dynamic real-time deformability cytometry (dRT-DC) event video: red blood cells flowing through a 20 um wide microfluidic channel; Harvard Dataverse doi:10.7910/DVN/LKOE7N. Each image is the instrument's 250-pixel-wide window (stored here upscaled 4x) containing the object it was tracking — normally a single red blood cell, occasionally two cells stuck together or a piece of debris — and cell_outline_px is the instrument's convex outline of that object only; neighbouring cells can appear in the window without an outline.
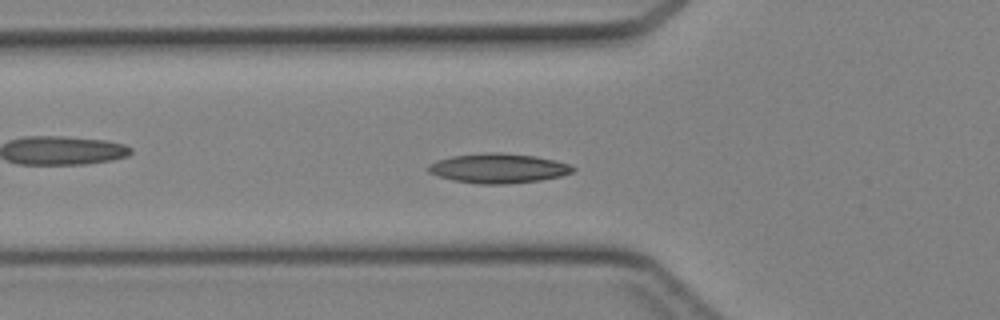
{"species": "Egyptian fruit bat (a non-hibernating species)", "species_latin": "Rousettus aegyptiacus", "temperature_condition": "cold", "stored_images_in_passage": 45, "camera_frame_rate_fps": 3000, "um_per_image_px": 0.085, "animal": {"sex": "female"}, "frame": {"image": 1, "passage_image": 15, "time_ms": 4.667, "image_size_px": [1000, 320], "cell_outline_px": [[576, 168], [572, 172], [560, 176], [540, 180], [504, 184], [480, 184], [452, 180], [428, 172], [424, 168], [428, 164], [436, 160], [452, 156], [484, 152], [496, 152], [536, 156], [556, 160], [568, 164]], "centroid_in_image_um": [42.31, 14.29], "position_along_channel_um": 83.5, "area_um2": 25.03}}
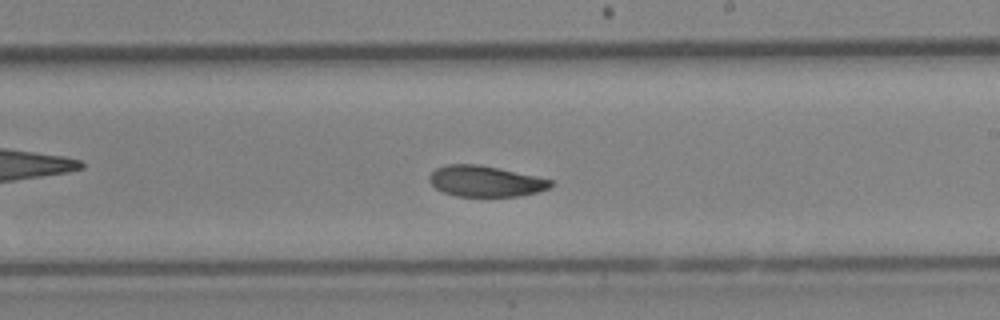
{"frame": {"image": 2, "passage_image": 26, "time_ms": 8.333, "image_size_px": [1000, 320], "cell_outline_px": [[552, 184], [548, 188], [536, 192], [520, 196], [456, 196], [444, 192], [436, 188], [428, 180], [428, 176], [436, 168], [448, 164], [476, 164], [536, 176], [552, 180]], "centroid_in_image_um": [41.22, 15.4], "position_along_channel_um": 247.8, "area_um2": 21.56}}
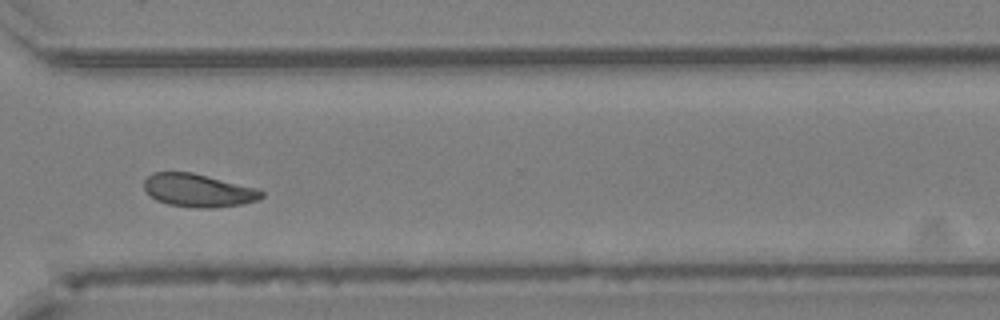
{"frame": {"image": 3, "passage_image": 33, "time_ms": 10.667, "image_size_px": [1000, 320], "cell_outline_px": [[264, 196], [260, 200], [240, 204], [212, 208], [196, 208], [168, 204], [156, 200], [144, 188], [144, 180], [152, 172], [192, 172], [260, 188], [264, 192]], "centroid_in_image_um": [16.91, 16.18], "position_along_channel_um": 353.7, "area_um2": 22.83}}